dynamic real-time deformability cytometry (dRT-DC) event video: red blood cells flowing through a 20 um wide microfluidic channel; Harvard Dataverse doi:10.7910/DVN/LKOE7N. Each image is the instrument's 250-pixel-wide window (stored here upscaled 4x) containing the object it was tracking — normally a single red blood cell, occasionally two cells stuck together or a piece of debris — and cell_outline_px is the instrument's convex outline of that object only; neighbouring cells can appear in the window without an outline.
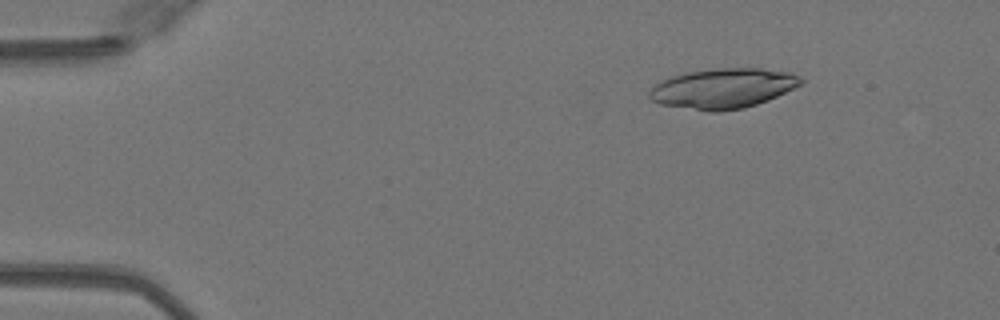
{"species": "Egyptian fruit bat (a non-hibernating species)", "species_latin": "Rousettus aegyptiacus", "temperature_condition": "warm", "stored_images_in_passage": 50, "camera_frame_rate_fps": 3000, "um_per_image_px": 0.085, "animal": {"sex": "female"}, "frame": {"image": 1, "passage_image": 7, "time_ms": 2.0, "image_size_px": [1000, 320], "cell_outline_px": [[804, 80], [800, 84], [768, 100], [744, 108], [720, 112], [708, 112], [660, 104], [652, 100], [648, 96], [648, 92], [660, 80], [672, 76], [688, 72], [712, 68], [760, 68], [792, 72], [800, 76]], "centroid_in_image_um": [61.44, 7.51], "position_along_channel_um": 23.6, "area_um2": 35.43}}